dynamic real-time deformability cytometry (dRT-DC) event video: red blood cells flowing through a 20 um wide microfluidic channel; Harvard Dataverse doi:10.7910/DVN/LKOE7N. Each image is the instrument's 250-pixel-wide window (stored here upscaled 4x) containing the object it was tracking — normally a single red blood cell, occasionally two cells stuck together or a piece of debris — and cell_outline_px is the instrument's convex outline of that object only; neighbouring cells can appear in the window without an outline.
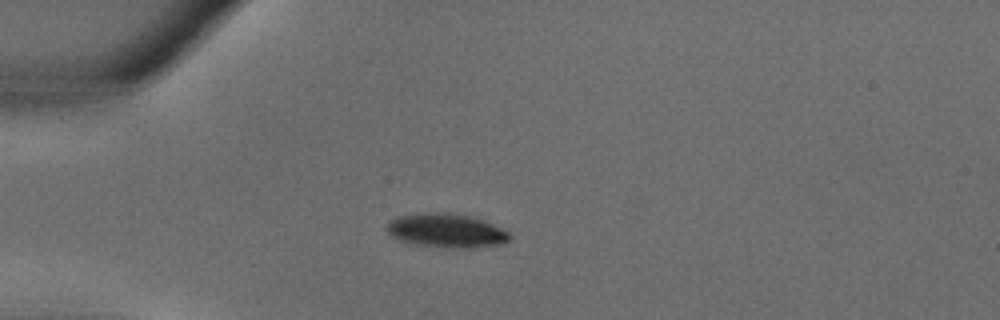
{"species": "common noctule bat (a hibernating species)", "species_latin": "Nyctalus noctula", "temperature_condition": "warm", "stored_images_in_passage": 27, "camera_frame_rate_fps": 3000, "um_per_image_px": 0.085, "animal": {"sex": "male", "body_mass_g": 18.8}, "frame": {"image": 1, "passage_image": 1, "time_ms": 0.0, "image_size_px": [1000, 320], "cell_outline_px": [[512, 236], [504, 244], [472, 248], [464, 248], [420, 244], [400, 240], [392, 236], [388, 232], [388, 224], [392, 220], [400, 216], [424, 212], [444, 212], [468, 216], [492, 224], [508, 232]], "centroid_in_image_um": [37.98, 19.6], "position_along_channel_um": 47.0, "area_um2": 23.64}}
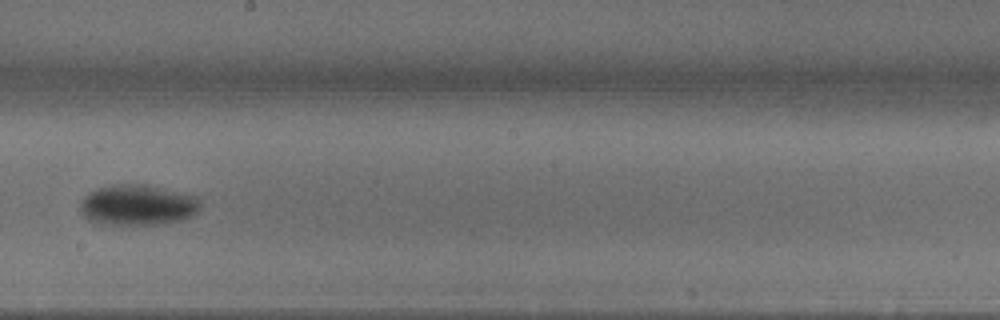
{"frame": {"image": 2, "passage_image": 12, "time_ms": 3.667, "image_size_px": [1000, 320], "cell_outline_px": [[200, 204], [196, 212], [192, 216], [180, 220], [156, 224], [96, 224], [84, 216], [80, 212], [80, 200], [88, 192], [96, 188], [116, 184], [144, 184], [196, 196], [200, 200]], "centroid_in_image_um": [11.64, 17.42], "position_along_channel_um": 236.6, "area_um2": 28.44}}
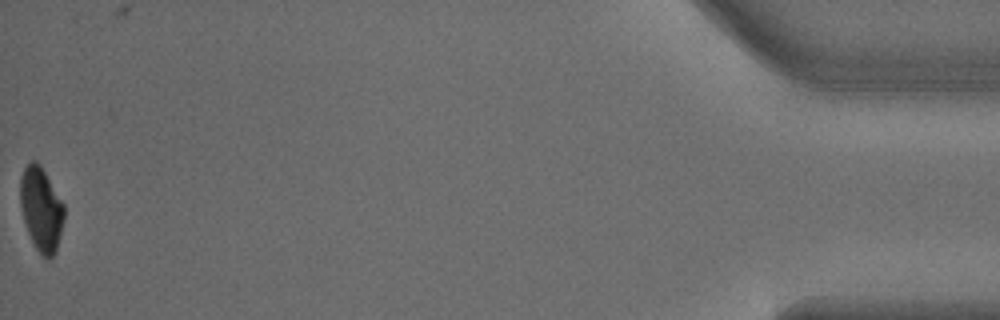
{"frame": {"image": 3, "passage_image": 27, "time_ms": 8.667, "image_size_px": [1000, 320], "cell_outline_px": [[64, 220], [56, 252], [48, 260], [44, 260], [40, 256], [28, 232], [24, 220], [20, 204], [20, 176], [24, 168], [32, 160], [36, 160], [40, 164], [64, 204]], "centroid_in_image_um": [3.5, 17.8], "position_along_channel_um": 431.7, "area_um2": 21.56}}